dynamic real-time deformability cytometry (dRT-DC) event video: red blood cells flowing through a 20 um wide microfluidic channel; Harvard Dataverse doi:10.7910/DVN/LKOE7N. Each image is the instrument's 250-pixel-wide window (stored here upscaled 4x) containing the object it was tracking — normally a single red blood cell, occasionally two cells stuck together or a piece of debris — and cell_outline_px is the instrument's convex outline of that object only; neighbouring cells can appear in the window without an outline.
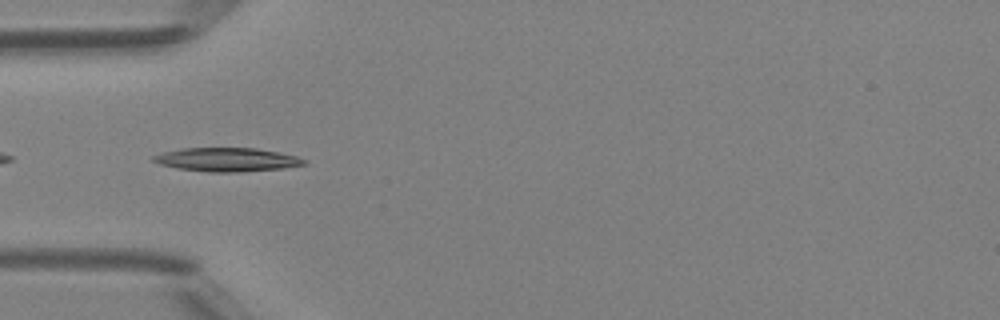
{"species": "Egyptian fruit bat (a non-hibernating species)", "species_latin": "Rousettus aegyptiacus", "temperature_condition": "room temperature", "stored_images_in_passage": 35, "camera_frame_rate_fps": 3000, "um_per_image_px": 0.085, "animal": {"sex": "female"}, "frame": {"image": 1, "passage_image": 2, "time_ms": 0.333, "image_size_px": [1000, 320], "cell_outline_px": [[308, 164], [284, 168], [240, 172], [208, 172], [176, 168], [160, 164], [152, 160], [152, 156], [164, 152], [180, 148], [256, 148], [296, 156], [308, 160]], "centroid_in_image_um": [19.3, 13.57], "position_along_channel_um": 65.7, "area_um2": 20.87}}
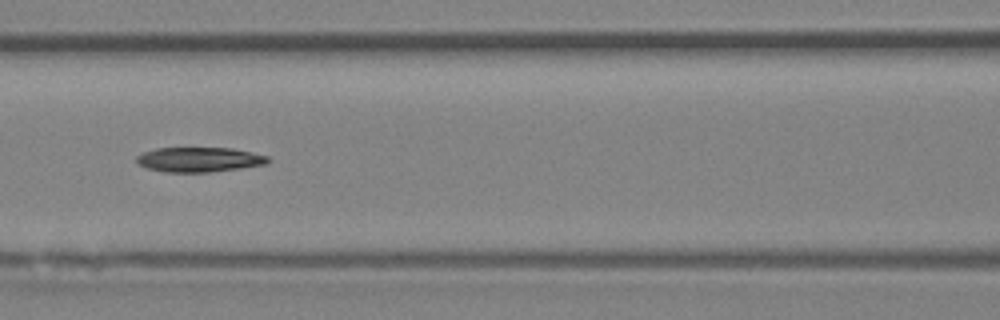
{"frame": {"image": 2, "passage_image": 8, "time_ms": 2.333, "image_size_px": [1000, 320], "cell_outline_px": [[272, 160], [264, 164], [240, 168], [208, 172], [164, 172], [148, 168], [136, 164], [136, 156], [144, 152], [156, 148], [232, 148], [252, 152], [268, 156]], "centroid_in_image_um": [16.92, 13.56], "position_along_channel_um": 149.7, "area_um2": 18.96}}
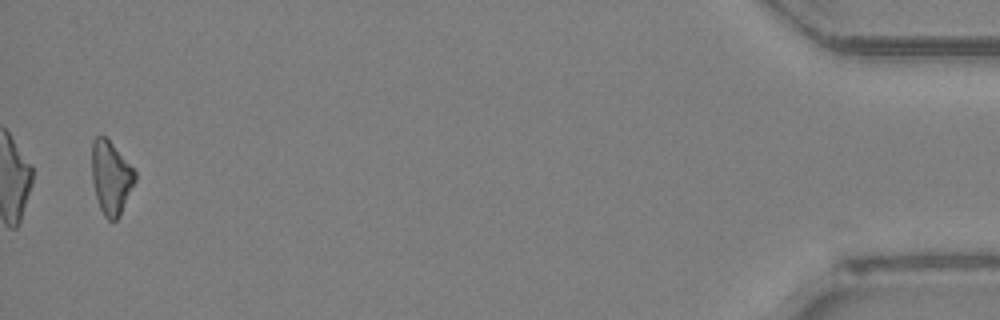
{"frame": {"image": 3, "passage_image": 34, "time_ms": 11.0, "image_size_px": [1000, 320], "cell_outline_px": [[136, 180], [120, 216], [116, 220], [108, 220], [104, 216], [100, 208], [96, 196], [92, 180], [92, 140], [96, 136], [104, 136], [112, 144], [136, 172]], "centroid_in_image_um": [9.43, 15.12], "position_along_channel_um": 425.8, "area_um2": 18.26}}